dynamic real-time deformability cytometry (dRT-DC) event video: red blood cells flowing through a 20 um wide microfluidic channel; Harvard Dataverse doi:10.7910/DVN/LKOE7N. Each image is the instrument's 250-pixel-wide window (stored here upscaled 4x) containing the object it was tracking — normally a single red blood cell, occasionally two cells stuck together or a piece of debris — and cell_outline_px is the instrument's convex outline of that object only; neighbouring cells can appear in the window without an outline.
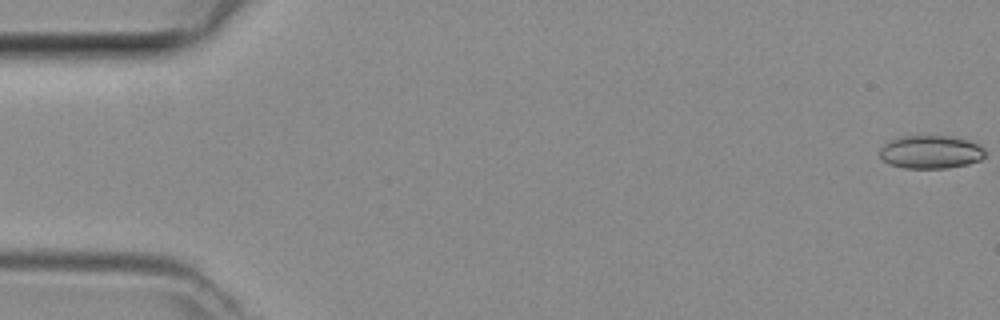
{"species": "common noctule bat (a hibernating species)", "species_latin": "Nyctalus noctula", "temperature_condition": "room temperature", "stored_images_in_passage": 26, "camera_frame_rate_fps": 3000, "um_per_image_px": 0.085, "animal": {"sex": "female", "body_mass_g": 29.2, "forearm_length_mm": 56.3}, "frame": {"image": 1, "passage_image": 1, "time_ms": 0.0, "image_size_px": [1000, 320], "cell_outline_px": [[984, 156], [980, 160], [968, 164], [948, 168], [904, 168], [888, 164], [880, 156], [880, 148], [884, 144], [900, 136], [952, 136], [968, 140], [980, 144], [984, 148]], "centroid_in_image_um": [79.12, 12.92], "position_along_channel_um": 5.9, "area_um2": 20.46}}
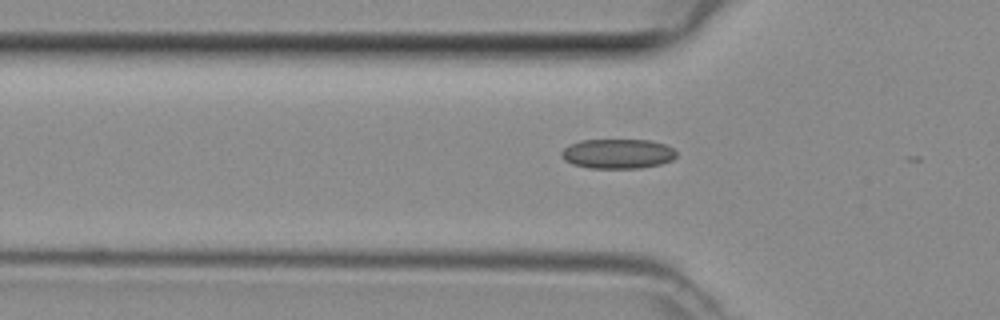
{"frame": {"image": 2, "passage_image": 16, "time_ms": 5.0, "image_size_px": [1000, 320], "cell_outline_px": [[676, 156], [672, 160], [660, 164], [640, 168], [588, 168], [572, 164], [564, 160], [560, 156], [560, 152], [568, 144], [580, 140], [652, 140], [664, 144], [672, 148], [676, 152]], "centroid_in_image_um": [52.46, 13.06], "position_along_channel_um": 73.3, "area_um2": 20.06}}
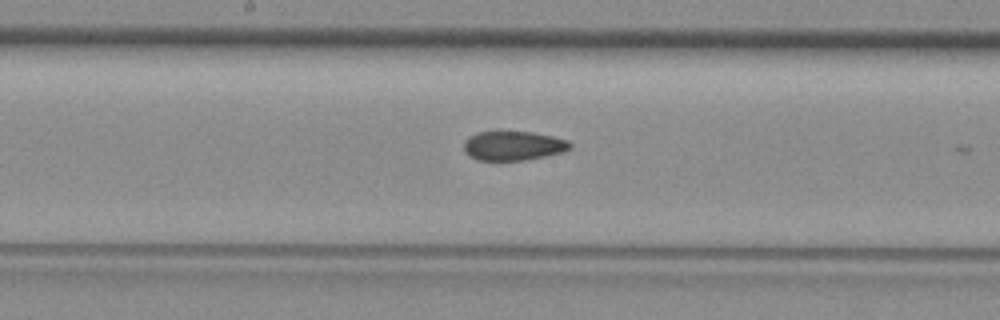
{"frame": {"image": 3, "passage_image": 25, "time_ms": 8.0, "image_size_px": [1000, 320], "cell_outline_px": [[572, 148], [564, 152], [524, 160], [480, 160], [472, 156], [464, 148], [464, 140], [468, 136], [476, 132], [496, 128], [500, 128], [532, 132], [552, 136], [568, 140], [572, 144]], "centroid_in_image_um": [43.62, 12.32], "position_along_channel_um": 204.6, "area_um2": 18.84}}